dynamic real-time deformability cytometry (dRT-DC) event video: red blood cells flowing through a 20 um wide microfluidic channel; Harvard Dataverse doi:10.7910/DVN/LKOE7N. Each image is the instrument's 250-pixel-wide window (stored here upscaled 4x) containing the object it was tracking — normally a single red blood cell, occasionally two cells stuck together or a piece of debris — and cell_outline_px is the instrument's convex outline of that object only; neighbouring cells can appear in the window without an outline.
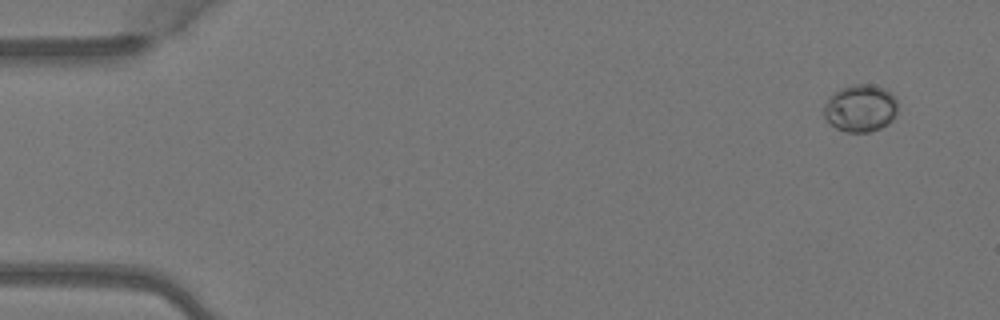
{"species": "Egyptian fruit bat (a non-hibernating species)", "species_latin": "Rousettus aegyptiacus", "temperature_condition": "warm", "stored_images_in_passage": 5, "camera_frame_rate_fps": 3000, "um_per_image_px": 0.085, "animal": {"sex": "female"}, "frame": {"image": 1, "passage_image": 1, "time_ms": 0.0, "image_size_px": [1000, 320], "cell_outline_px": [[896, 112], [892, 120], [880, 128], [868, 132], [844, 132], [836, 128], [824, 116], [824, 104], [840, 88], [852, 84], [872, 84], [884, 88], [896, 96]], "centroid_in_image_um": [73.15, 9.19], "position_along_channel_um": 11.9, "area_um2": 20.23}}
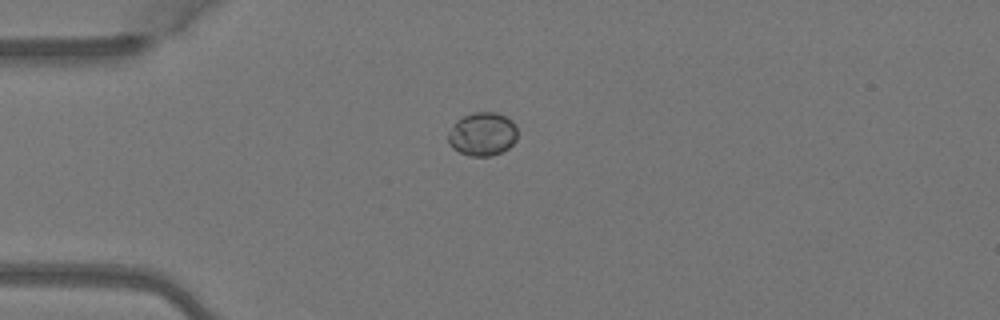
{"frame": {"image": 2, "passage_image": 4, "time_ms": 1.0, "image_size_px": [1000, 320], "cell_outline_px": [[516, 140], [508, 148], [500, 152], [488, 156], [472, 156], [460, 152], [452, 148], [448, 140], [448, 132], [456, 120], [464, 116], [476, 112], [496, 112], [512, 120], [516, 124]], "centroid_in_image_um": [41.0, 11.39], "position_along_channel_um": 44.0, "area_um2": 17.46}}
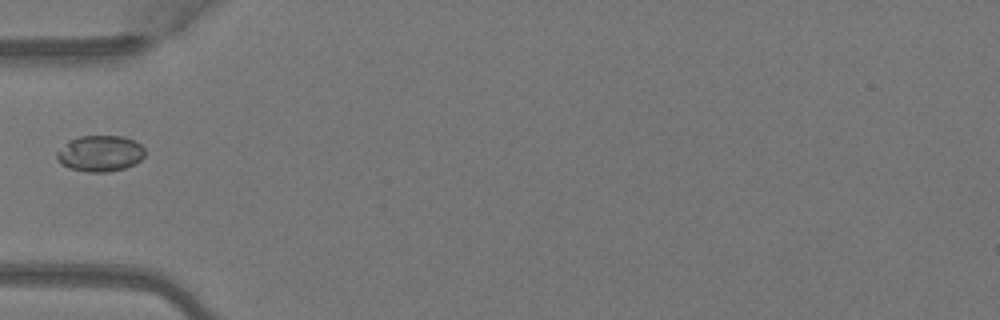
{"frame": {"image": 3, "passage_image": 5, "time_ms": 1.333, "image_size_px": [1000, 320], "cell_outline_px": [[144, 156], [140, 160], [124, 168], [108, 172], [88, 172], [68, 168], [56, 156], [56, 152], [68, 140], [80, 136], [120, 136], [132, 140], [140, 144], [144, 148]], "centroid_in_image_um": [8.49, 13.04], "position_along_channel_um": 76.5, "area_um2": 18.32}}